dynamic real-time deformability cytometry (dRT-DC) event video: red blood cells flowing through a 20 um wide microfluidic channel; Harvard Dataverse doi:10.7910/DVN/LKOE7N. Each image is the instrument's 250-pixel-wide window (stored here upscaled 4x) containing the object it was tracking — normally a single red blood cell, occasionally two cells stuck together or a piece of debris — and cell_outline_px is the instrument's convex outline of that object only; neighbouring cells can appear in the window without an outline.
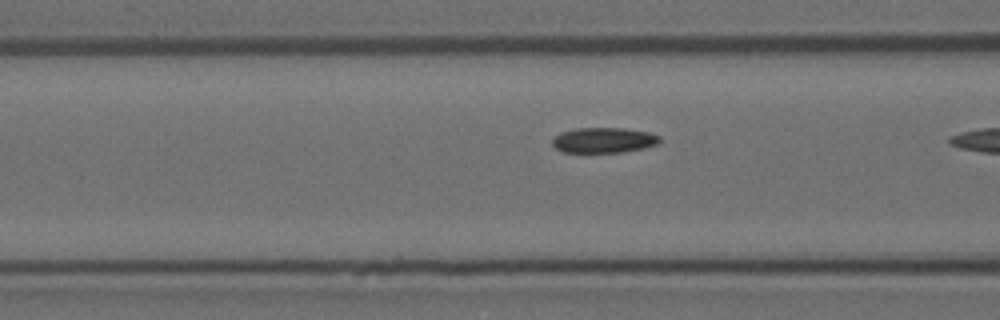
{"species": "Egyptian fruit bat (a non-hibernating species)", "species_latin": "Rousettus aegyptiacus", "temperature_condition": "room temperature", "stored_images_in_passage": 20, "segment_of_instrument_passage": [2, 2], "camera_frame_rate_fps": 3000, "um_per_image_px": 0.085, "animal": {"sex": "female"}, "frame": {"image": 1, "passage_image": 19, "time_ms": 6.0, "image_size_px": [1000, 320], "cell_outline_px": [[660, 144], [644, 148], [624, 152], [564, 152], [556, 148], [552, 144], [552, 140], [560, 132], [576, 128], [624, 128], [648, 132], [660, 136]], "centroid_in_image_um": [51.34, 11.91], "position_along_channel_um": 115.3, "area_um2": 15.9}}